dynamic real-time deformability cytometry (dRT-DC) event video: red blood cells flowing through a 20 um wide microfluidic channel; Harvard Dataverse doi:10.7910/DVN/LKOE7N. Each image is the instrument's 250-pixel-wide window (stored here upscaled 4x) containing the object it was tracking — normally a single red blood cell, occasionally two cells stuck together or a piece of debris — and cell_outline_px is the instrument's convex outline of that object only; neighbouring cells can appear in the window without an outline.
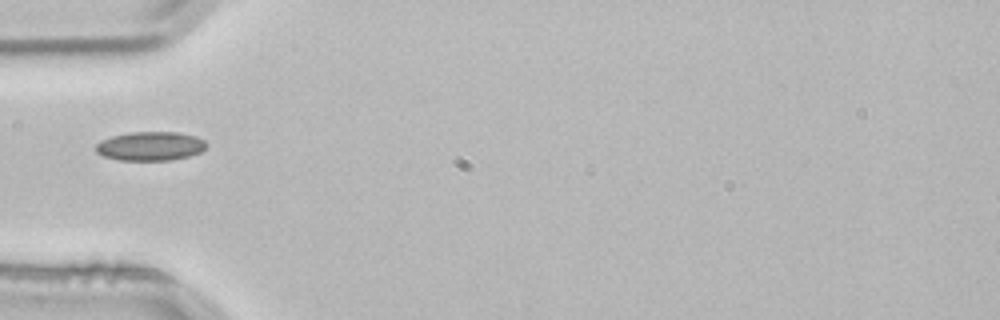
{"species": "common noctule bat (a hibernating species)", "species_latin": "Nyctalus noctula", "temperature_condition": "room temperature", "stored_images_in_passage": 1, "camera_frame_rate_fps": 3000, "um_per_image_px": 0.085, "animal": {"sex": "male", "body_mass_g": 21.5, "forearm_length_mm": 52.0}, "frame": {"image": 1, "passage_image": 1, "time_ms": 0.0, "image_size_px": [1000, 320], "cell_outline_px": [[208, 144], [200, 152], [188, 156], [172, 160], [120, 160], [104, 156], [96, 152], [96, 144], [100, 140], [112, 136], [132, 132], [180, 132], [196, 136], [204, 140]], "centroid_in_image_um": [12.79, 12.41], "position_along_channel_um": 72.2, "area_um2": 18.67}}